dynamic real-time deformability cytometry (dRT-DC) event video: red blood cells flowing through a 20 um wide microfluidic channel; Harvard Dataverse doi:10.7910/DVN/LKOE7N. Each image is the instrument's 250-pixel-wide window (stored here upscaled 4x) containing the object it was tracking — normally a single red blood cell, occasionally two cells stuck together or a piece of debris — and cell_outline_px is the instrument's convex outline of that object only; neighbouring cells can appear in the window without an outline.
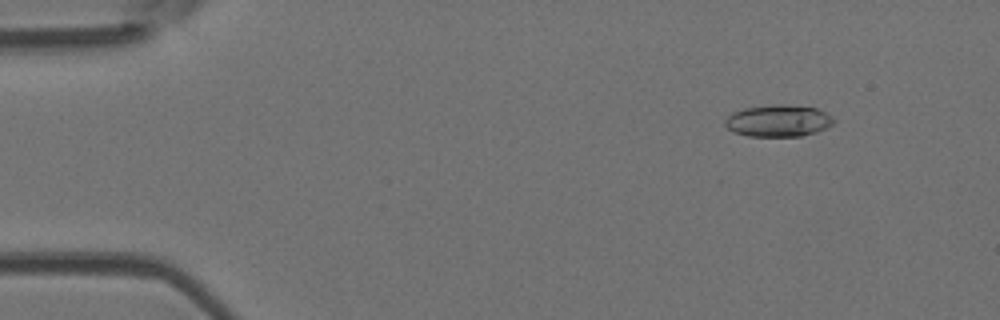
{"species": "Egyptian fruit bat (a non-hibernating species)", "species_latin": "Rousettus aegyptiacus", "temperature_condition": "room temperature", "stored_images_in_passage": 49, "camera_frame_rate_fps": 3000, "um_per_image_px": 0.085, "animal": {"sex": "female"}, "frame": {"image": 1, "passage_image": 4, "time_ms": 1.0, "image_size_px": [1000, 320], "cell_outline_px": [[836, 120], [832, 124], [816, 132], [800, 136], [748, 136], [732, 132], [724, 124], [724, 120], [732, 112], [744, 108], [772, 104], [784, 104], [816, 108], [832, 116]], "centroid_in_image_um": [66.12, 10.26], "position_along_channel_um": 18.9, "area_um2": 20.23}}
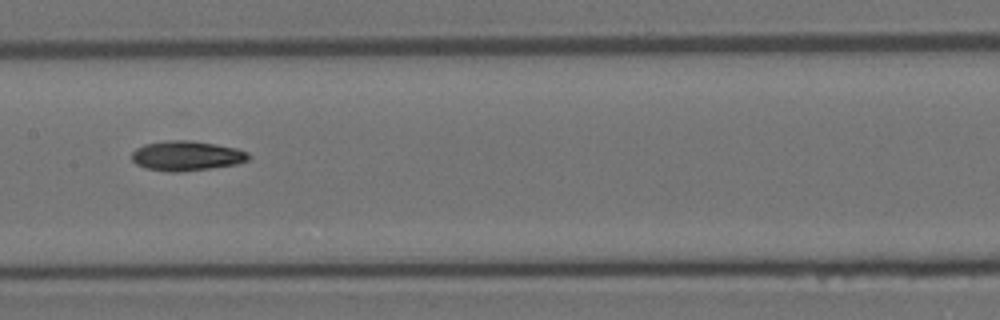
{"frame": {"image": 2, "passage_image": 24, "time_ms": 7.667, "image_size_px": [1000, 320], "cell_outline_px": [[252, 156], [248, 160], [240, 164], [180, 172], [168, 172], [144, 168], [136, 164], [132, 160], [132, 152], [136, 148], [144, 144], [164, 140], [188, 140], [236, 148], [248, 152]], "centroid_in_image_um": [15.85, 13.25], "position_along_channel_um": 191.5, "area_um2": 20.46}}
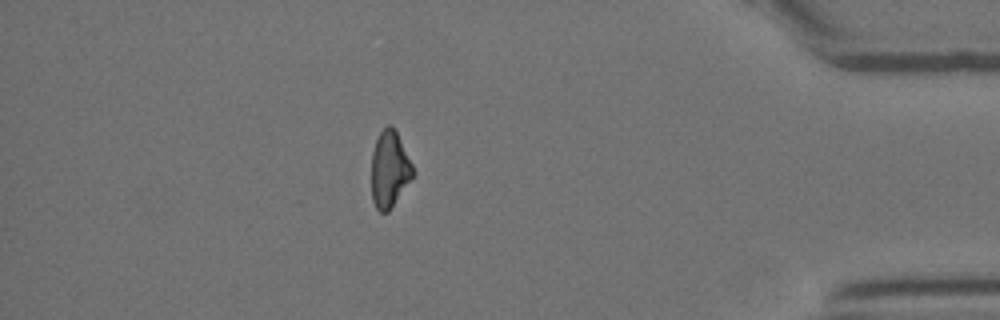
{"frame": {"image": 3, "passage_image": 43, "time_ms": 14.0, "image_size_px": [1000, 320], "cell_outline_px": [[412, 176], [388, 212], [380, 212], [376, 208], [372, 200], [372, 152], [376, 140], [380, 132], [388, 124], [392, 124], [412, 164]], "centroid_in_image_um": [33.07, 14.38], "position_along_channel_um": 402.1, "area_um2": 17.92}, "authors_computed_cell_mechanics": {"area_um2": 19.8832, "velocity_mm_per_s": 3.9831, "shape_relaxation_time_tau1_ms": 6.8117, "shape_relaxation_time_tau2_ms": 10.6168, "deformation_change_tau1": 0.1808, "deformation_change_tau2": 0.2069}}